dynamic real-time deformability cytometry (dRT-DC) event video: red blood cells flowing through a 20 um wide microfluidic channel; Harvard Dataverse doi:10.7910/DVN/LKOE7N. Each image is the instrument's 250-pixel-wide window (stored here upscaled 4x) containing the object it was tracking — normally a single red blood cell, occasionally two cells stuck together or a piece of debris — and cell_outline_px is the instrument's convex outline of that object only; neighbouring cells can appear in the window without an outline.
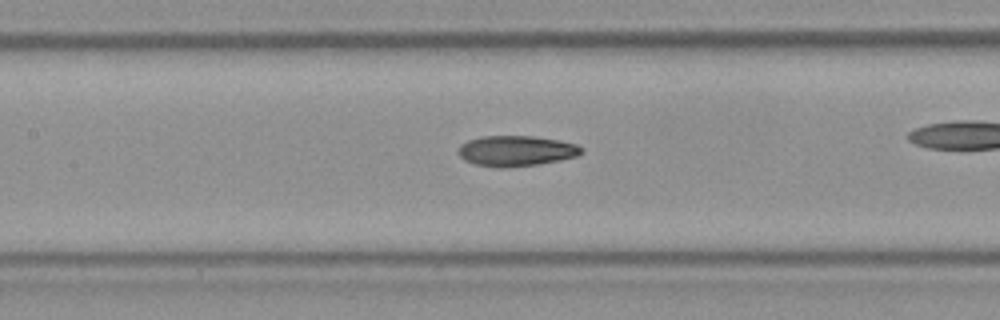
{"species": "Egyptian fruit bat (a non-hibernating species)", "species_latin": "Rousettus aegyptiacus", "temperature_condition": "room temperature", "stored_images_in_passage": 30, "camera_frame_rate_fps": 3000, "um_per_image_px": 0.085, "frame": {"image": 1, "passage_image": 9, "time_ms": 2.667, "image_size_px": [1000, 320], "cell_outline_px": [[584, 148], [576, 156], [560, 160], [536, 164], [504, 168], [496, 168], [476, 164], [464, 160], [460, 156], [460, 144], [468, 140], [480, 136], [532, 136], [560, 140], [576, 144]], "centroid_in_image_um": [43.86, 12.82], "position_along_channel_um": 163.5, "area_um2": 21.79}}